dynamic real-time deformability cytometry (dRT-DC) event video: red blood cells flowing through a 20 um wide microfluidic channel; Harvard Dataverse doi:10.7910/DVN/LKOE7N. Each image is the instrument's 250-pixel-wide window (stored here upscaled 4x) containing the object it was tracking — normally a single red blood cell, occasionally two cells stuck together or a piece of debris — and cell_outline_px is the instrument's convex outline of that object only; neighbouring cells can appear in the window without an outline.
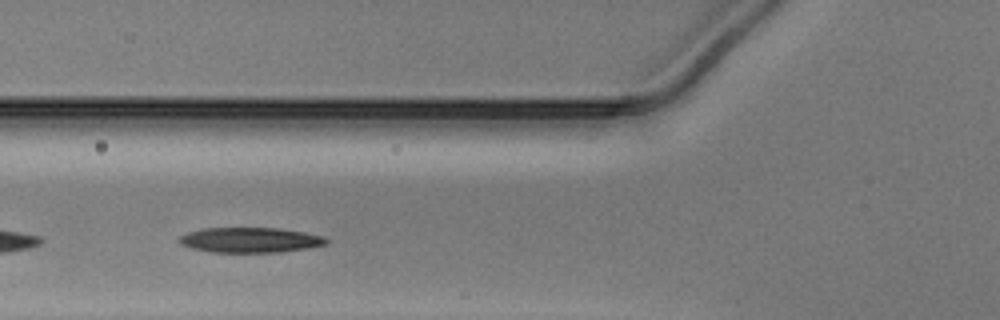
{"species": "Egyptian fruit bat (a non-hibernating species)", "species_latin": "Rousettus aegyptiacus", "temperature_condition": "warm", "stored_images_in_passage": 14, "camera_frame_rate_fps": 3000, "um_per_image_px": 0.085, "animal": {"sex": "male"}, "frame": {"image": 1, "passage_image": 8, "time_ms": 2.333, "image_size_px": [1000, 320], "cell_outline_px": [[328, 244], [308, 248], [276, 252], [212, 252], [192, 248], [180, 244], [180, 236], [188, 232], [204, 228], [280, 228], [304, 232], [324, 236], [328, 240]], "centroid_in_image_um": [21.29, 20.39], "position_along_channel_um": 104.5, "area_um2": 21.44}}